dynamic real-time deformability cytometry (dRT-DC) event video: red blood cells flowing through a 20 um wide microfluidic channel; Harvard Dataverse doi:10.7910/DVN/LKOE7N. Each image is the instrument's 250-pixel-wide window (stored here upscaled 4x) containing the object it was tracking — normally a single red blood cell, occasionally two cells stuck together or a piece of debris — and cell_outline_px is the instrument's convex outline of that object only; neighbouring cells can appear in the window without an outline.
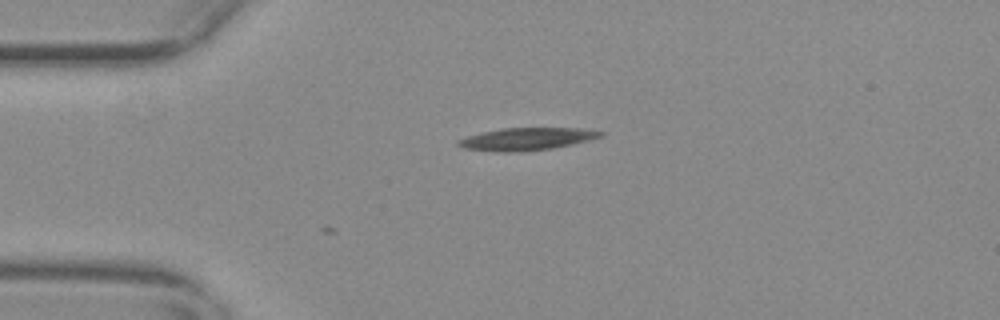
{"species": "common noctule bat (a hibernating species)", "species_latin": "Nyctalus noctula", "temperature_condition": "warm", "stored_images_in_passage": 4, "camera_frame_rate_fps": 3000, "um_per_image_px": 0.085, "animal": {"sex": "female", "body_mass_g": 29.2, "forearm_length_mm": 56.3}, "frame": {"image": 1, "passage_image": 1, "time_ms": 0.0, "image_size_px": [1000, 320], "cell_outline_px": [[604, 136], [592, 140], [552, 148], [516, 152], [496, 152], [464, 148], [456, 144], [456, 140], [468, 136], [484, 132], [504, 128], [580, 128], [604, 132]], "centroid_in_image_um": [44.79, 11.82], "position_along_channel_um": 40.2, "area_um2": 18.61}}